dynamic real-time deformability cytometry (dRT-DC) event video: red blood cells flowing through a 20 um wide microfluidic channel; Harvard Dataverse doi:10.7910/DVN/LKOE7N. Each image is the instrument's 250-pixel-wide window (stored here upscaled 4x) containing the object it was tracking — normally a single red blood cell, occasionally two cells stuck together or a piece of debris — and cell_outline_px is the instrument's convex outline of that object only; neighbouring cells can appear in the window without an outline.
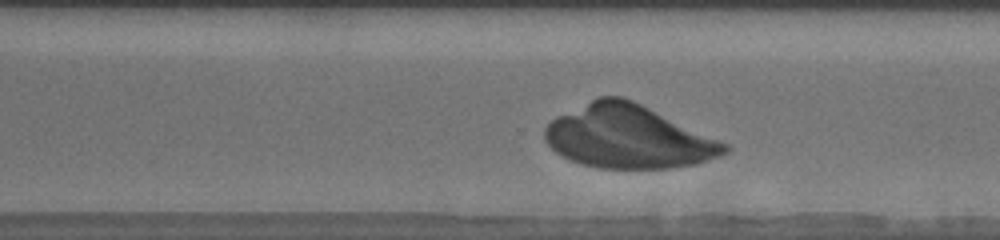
{"species": "human", "species_latin": "Homo sapiens", "temperature_condition": "warm", "stored_images_in_passage": 49, "camera_frame_rate_fps": 3000, "um_per_image_px": 0.085, "donor": {"sex": "male"}, "frame": {"image": 1, "passage_image": 36, "time_ms": 7.667, "image_size_px": [1000, 240], "cell_outline_px": [[732, 148], [728, 152], [720, 156], [696, 164], [668, 168], [596, 168], [580, 164], [556, 152], [548, 144], [544, 136], [544, 128], [556, 116], [600, 96], [620, 96], [632, 100], [728, 144]], "centroid_in_image_um": [53.4, 11.64], "position_along_channel_um": 317.2, "area_um2": 65.66}}